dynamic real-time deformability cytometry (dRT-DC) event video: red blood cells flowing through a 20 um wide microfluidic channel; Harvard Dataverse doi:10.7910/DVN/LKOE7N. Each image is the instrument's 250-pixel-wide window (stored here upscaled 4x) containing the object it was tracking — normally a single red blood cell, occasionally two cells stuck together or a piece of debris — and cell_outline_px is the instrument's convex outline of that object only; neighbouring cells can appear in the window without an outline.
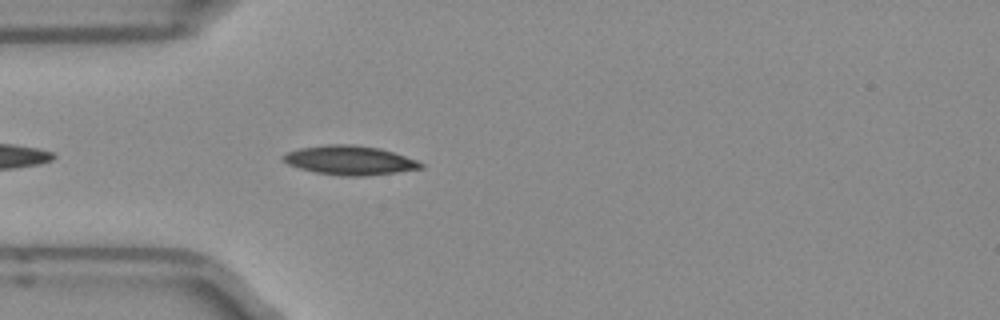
{"species": "Egyptian fruit bat (a non-hibernating species)", "species_latin": "Rousettus aegyptiacus", "temperature_condition": "room temperature", "stored_images_in_passage": 4, "camera_frame_rate_fps": 3000, "um_per_image_px": 0.085, "frame": {"image": 1, "passage_image": 1, "time_ms": 0.0, "image_size_px": [1000, 320], "cell_outline_px": [[424, 168], [396, 172], [364, 176], [344, 176], [316, 172], [300, 168], [288, 164], [280, 156], [288, 152], [300, 148], [328, 144], [352, 144], [380, 148], [416, 160], [424, 164]], "centroid_in_image_um": [29.73, 13.62], "position_along_channel_um": 55.3, "area_um2": 23.18}}